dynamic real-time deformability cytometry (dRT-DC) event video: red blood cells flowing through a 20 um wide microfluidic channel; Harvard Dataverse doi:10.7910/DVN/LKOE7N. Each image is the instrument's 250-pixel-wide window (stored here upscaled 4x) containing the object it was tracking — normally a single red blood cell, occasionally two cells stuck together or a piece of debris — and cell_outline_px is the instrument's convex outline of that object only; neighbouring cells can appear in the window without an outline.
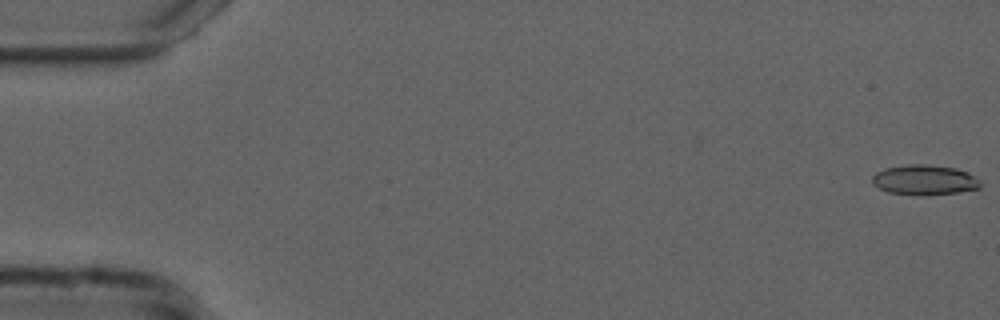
{"species": "common noctule bat (a hibernating species)", "species_latin": "Nyctalus noctula", "temperature_condition": "cold", "stored_images_in_passage": 55, "camera_frame_rate_fps": 3000, "um_per_image_px": 0.085, "animal": {"sex": "male", "forearm_length_mm": 52.5}, "frame": {"image": 1, "passage_image": 1, "time_ms": 0.0, "image_size_px": [1000, 320], "cell_outline_px": [[980, 188], [956, 192], [888, 192], [872, 184], [872, 176], [876, 172], [884, 168], [908, 164], [928, 164], [956, 168], [968, 172], [980, 180]], "centroid_in_image_um": [78.58, 15.22], "position_along_channel_um": 6.4, "area_um2": 18.09}}
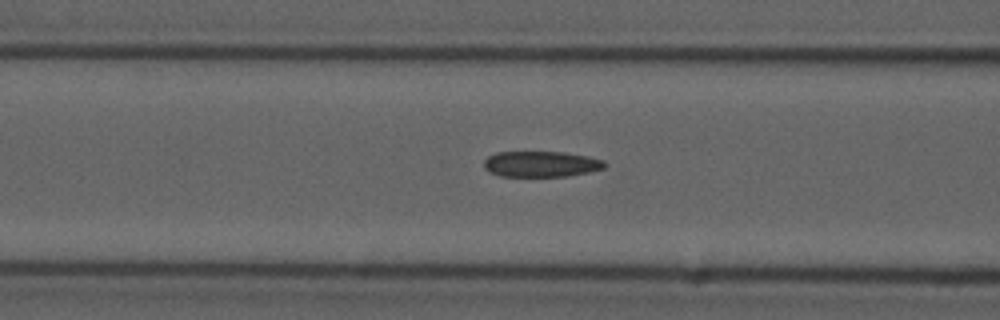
{"frame": {"image": 2, "passage_image": 22, "time_ms": 7.0, "image_size_px": [1000, 320], "cell_outline_px": [[608, 164], [604, 168], [588, 172], [568, 176], [500, 176], [488, 172], [484, 168], [484, 160], [488, 156], [496, 152], [564, 152], [588, 156], [604, 160]], "centroid_in_image_um": [45.99, 13.94], "position_along_channel_um": 120.6, "area_um2": 18.26}}
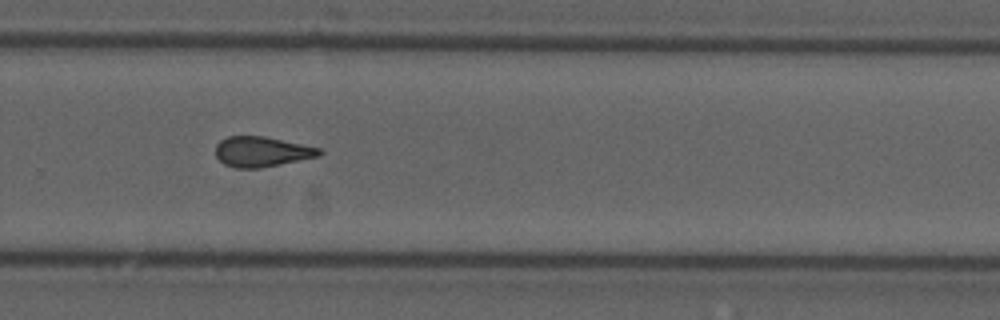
{"frame": {"image": 3, "passage_image": 37, "time_ms": 12.0, "image_size_px": [1000, 320], "cell_outline_px": [[324, 152], [320, 156], [260, 168], [236, 168], [224, 164], [216, 156], [216, 144], [220, 140], [228, 136], [264, 136], [320, 148]], "centroid_in_image_um": [22.24, 12.89], "position_along_channel_um": 307.6, "area_um2": 18.21}, "authors_computed_cell_mechanics": {"area_um2": 18.6116, "velocity_mm_per_s": 3.7431, "shape_relaxation_time_tau1_ms": null, "shape_relaxation_time_tau2_ms": 2.9425, "deformation_change_tau1": null, "deformation_change_tau2": 0.1051}}